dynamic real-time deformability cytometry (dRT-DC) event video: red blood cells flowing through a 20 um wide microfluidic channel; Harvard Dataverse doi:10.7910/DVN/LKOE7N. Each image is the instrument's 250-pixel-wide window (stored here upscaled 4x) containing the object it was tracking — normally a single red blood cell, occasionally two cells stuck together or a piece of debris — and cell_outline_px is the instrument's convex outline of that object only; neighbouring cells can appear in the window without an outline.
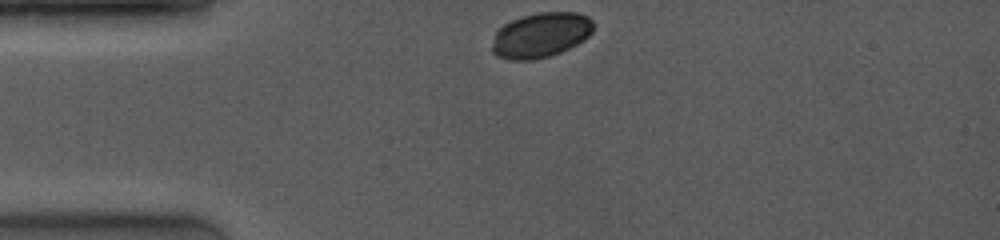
{"species": "common noctule bat (a hibernating species)", "species_latin": "Nyctalus noctula", "temperature_condition": "room temperature", "stored_images_in_passage": 22, "camera_frame_rate_fps": 4000, "um_per_image_px": 0.085, "animal": {"sex": "female", "body_mass_g": 19.0, "forearm_length_mm": 53.3}, "frame": {"image": 1, "passage_image": 1, "time_ms": 0.0, "image_size_px": [1000, 240], "cell_outline_px": [[592, 32], [584, 40], [560, 52], [548, 56], [532, 60], [508, 60], [496, 56], [492, 52], [492, 44], [496, 32], [504, 24], [512, 20], [536, 12], [576, 12], [588, 16], [592, 20]], "centroid_in_image_um": [45.95, 2.98], "position_along_channel_um": 39.1, "area_um2": 26.47}}
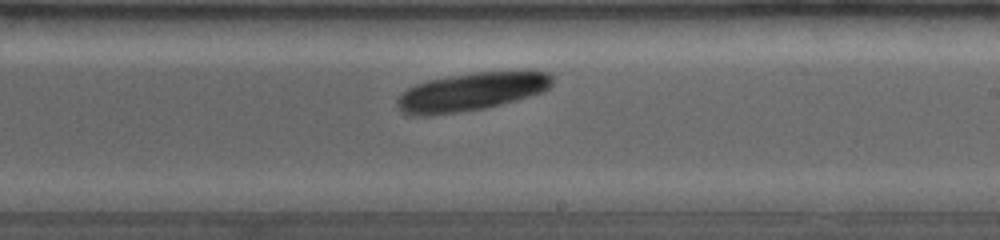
{"frame": {"image": 2, "passage_image": 15, "time_ms": 6.0, "image_size_px": [1000, 240], "cell_outline_px": [[552, 84], [544, 92], [516, 100], [484, 108], [432, 116], [408, 116], [396, 104], [396, 100], [408, 88], [416, 84], [428, 80], [448, 76], [476, 72], [548, 72], [552, 76]], "centroid_in_image_um": [40.02, 7.82], "position_along_channel_um": 249.0, "area_um2": 34.22}}
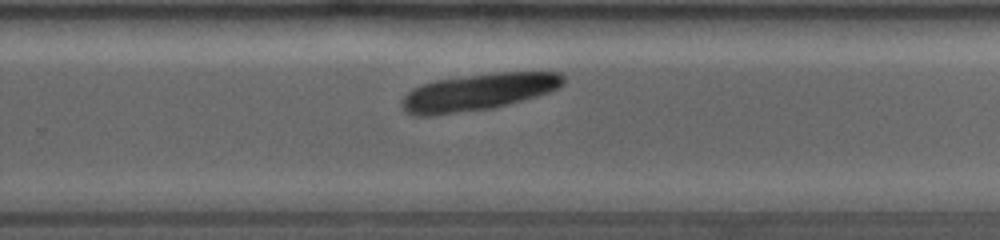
{"frame": {"image": 3, "passage_image": 18, "time_ms": 7.0, "image_size_px": [1000, 240], "cell_outline_px": [[564, 84], [548, 92], [536, 96], [508, 104], [492, 108], [432, 116], [412, 116], [400, 104], [400, 100], [412, 88], [420, 84], [436, 80], [500, 72], [560, 72], [564, 76]], "centroid_in_image_um": [40.6, 7.83], "position_along_channel_um": 289.2, "area_um2": 34.56}}